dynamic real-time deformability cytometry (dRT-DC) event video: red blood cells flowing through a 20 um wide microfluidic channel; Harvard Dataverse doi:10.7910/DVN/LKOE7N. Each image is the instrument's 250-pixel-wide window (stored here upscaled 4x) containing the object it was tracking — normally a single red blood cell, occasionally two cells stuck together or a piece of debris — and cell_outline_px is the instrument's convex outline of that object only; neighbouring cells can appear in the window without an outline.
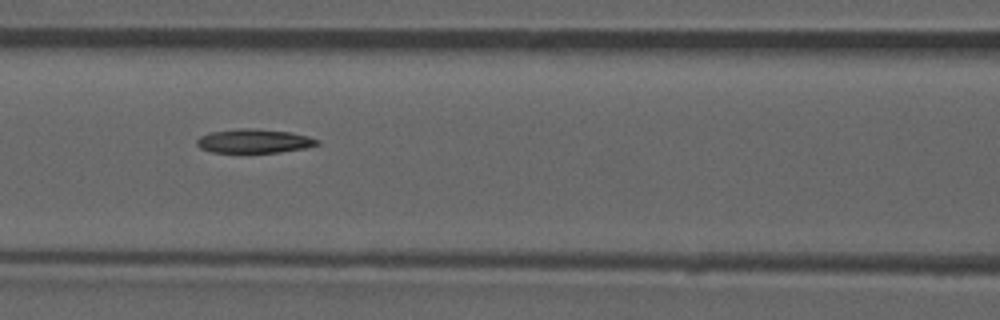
{"species": "common noctule bat (a hibernating species)", "species_latin": "Nyctalus noctula", "temperature_condition": "room temperature", "stored_images_in_passage": 53, "camera_frame_rate_fps": 3000, "um_per_image_px": 0.085, "animal": {"sex": "male", "forearm_length_mm": 52.5}, "frame": {"image": 1, "passage_image": 23, "time_ms": 7.333, "image_size_px": [1000, 320], "cell_outline_px": [[320, 144], [308, 148], [280, 152], [212, 152], [200, 148], [196, 144], [196, 140], [200, 136], [208, 132], [240, 128], [256, 128], [292, 132], [308, 136], [320, 140]], "centroid_in_image_um": [21.62, 11.98], "position_along_channel_um": 145.0, "area_um2": 17.05}}